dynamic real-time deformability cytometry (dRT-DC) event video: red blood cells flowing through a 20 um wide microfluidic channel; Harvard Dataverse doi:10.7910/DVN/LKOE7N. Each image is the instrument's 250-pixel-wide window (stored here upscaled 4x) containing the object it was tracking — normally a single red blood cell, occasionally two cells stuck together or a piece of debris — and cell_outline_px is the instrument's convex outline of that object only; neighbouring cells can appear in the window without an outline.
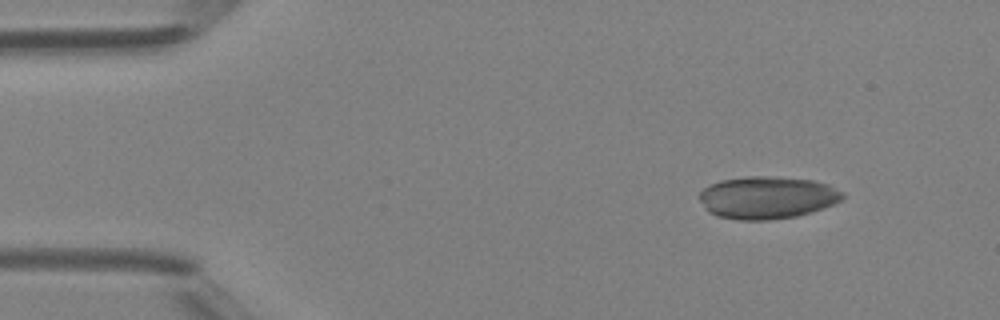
{"species": "Egyptian fruit bat (a non-hibernating species)", "species_latin": "Rousettus aegyptiacus", "temperature_condition": "room temperature", "stored_images_in_passage": 3, "camera_frame_rate_fps": 3000, "um_per_image_px": 0.085, "animal": {"sex": "female"}, "frame": {"image": 1, "passage_image": 1, "time_ms": 0.0, "image_size_px": [1000, 320], "cell_outline_px": [[844, 196], [840, 200], [824, 208], [812, 212], [796, 216], [768, 220], [740, 220], [716, 216], [708, 212], [704, 208], [700, 200], [700, 192], [704, 188], [720, 180], [748, 176], [776, 176], [812, 180], [828, 184], [844, 192]], "centroid_in_image_um": [65.21, 16.79], "position_along_channel_um": 19.8, "area_um2": 35.55}}
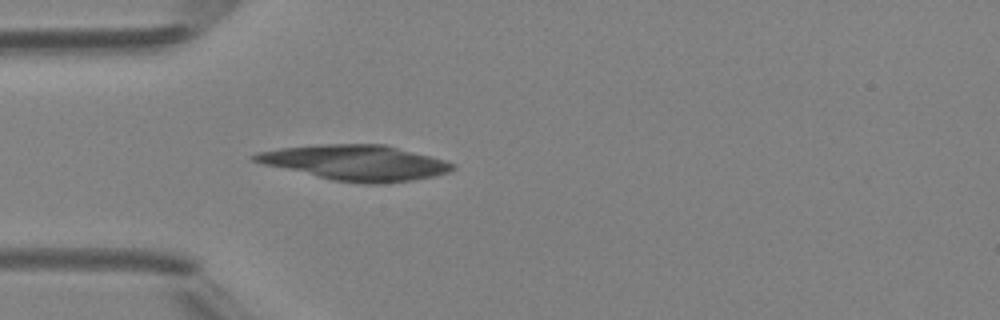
{"frame": {"image": 2, "passage_image": 3, "time_ms": 2.333, "image_size_px": [1000, 320], "cell_outline_px": [[456, 168], [448, 172], [432, 176], [412, 180], [376, 184], [364, 184], [332, 180], [264, 164], [252, 160], [248, 156], [256, 152], [280, 148], [316, 144], [384, 144], [448, 160], [456, 164]], "centroid_in_image_um": [30.23, 13.82], "position_along_channel_um": 54.8, "area_um2": 40.86}}